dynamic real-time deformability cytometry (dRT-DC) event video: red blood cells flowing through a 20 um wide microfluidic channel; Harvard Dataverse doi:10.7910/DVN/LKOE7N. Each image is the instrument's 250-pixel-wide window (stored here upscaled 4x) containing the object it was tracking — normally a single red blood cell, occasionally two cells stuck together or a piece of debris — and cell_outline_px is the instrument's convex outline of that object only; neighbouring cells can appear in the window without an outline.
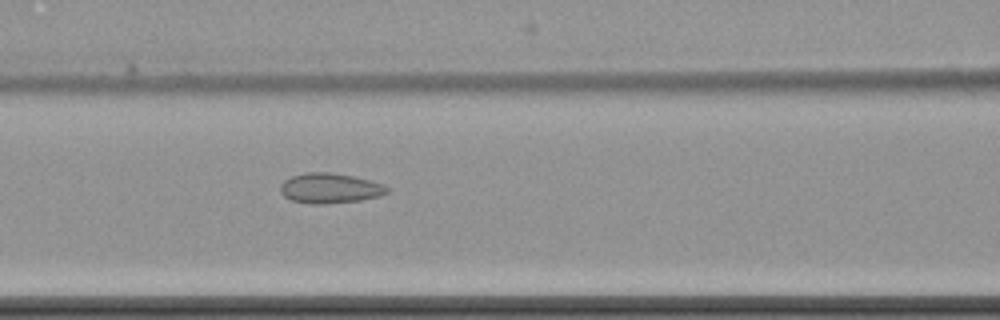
{"species": "common noctule bat (a hibernating species)", "species_latin": "Nyctalus noctula", "temperature_condition": "cold", "stored_images_in_passage": 7, "camera_frame_rate_fps": 3000, "um_per_image_px": 0.085, "animal": {"sex": "female", "body_mass_g": 22.7, "forearm_length_mm": 54.2}, "frame": {"image": 1, "passage_image": 7, "time_ms": 7.0, "image_size_px": [1000, 320], "cell_outline_px": [[388, 192], [380, 196], [360, 200], [324, 204], [312, 204], [292, 200], [284, 196], [280, 192], [280, 184], [284, 180], [292, 176], [308, 172], [332, 172], [352, 176], [384, 184], [388, 188]], "centroid_in_image_um": [28.03, 16.0], "position_along_channel_um": 138.6, "area_um2": 18.67}}